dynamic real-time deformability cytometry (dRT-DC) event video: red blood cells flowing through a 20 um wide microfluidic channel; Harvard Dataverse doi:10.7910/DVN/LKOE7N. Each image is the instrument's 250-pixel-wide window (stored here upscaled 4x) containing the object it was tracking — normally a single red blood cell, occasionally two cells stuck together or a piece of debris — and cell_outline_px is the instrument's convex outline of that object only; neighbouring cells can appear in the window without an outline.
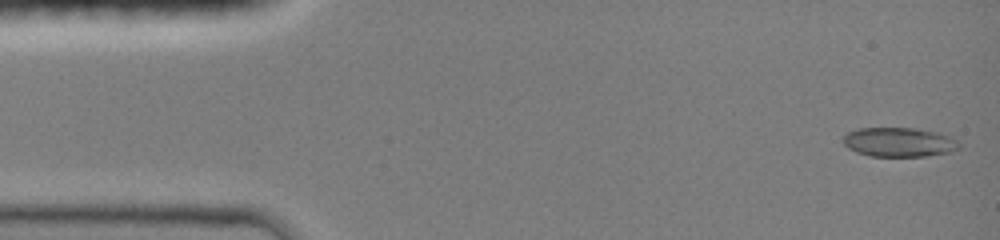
{"species": "common noctule bat (a hibernating species)", "species_latin": "Nyctalus noctula", "temperature_condition": "room temperature", "stored_images_in_passage": 25, "camera_frame_rate_fps": 3000, "um_per_image_px": 0.085, "animal": {"sex": "female", "body_mass_g": 19.0, "forearm_length_mm": 51.5}, "frame": {"image": 1, "passage_image": 1, "time_ms": 0.0, "image_size_px": [1000, 240], "cell_outline_px": [[960, 148], [948, 152], [924, 156], [872, 156], [856, 152], [848, 148], [844, 144], [844, 136], [848, 132], [856, 128], [912, 128], [940, 132], [952, 136], [960, 144]], "centroid_in_image_um": [76.44, 12.07], "position_along_channel_um": 8.6, "area_um2": 19.83}}
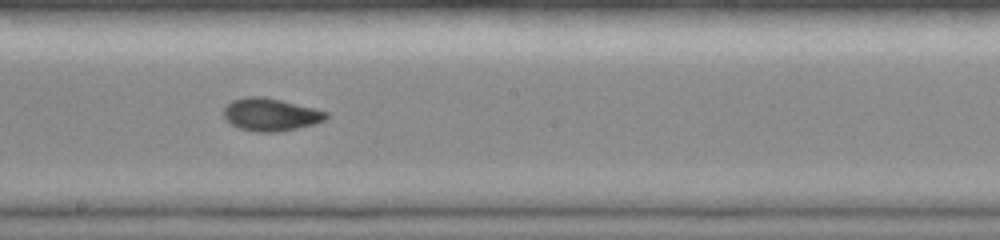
{"frame": {"image": 2, "passage_image": 14, "time_ms": 8.0, "image_size_px": [1000, 240], "cell_outline_px": [[328, 116], [324, 120], [312, 124], [280, 132], [256, 132], [240, 128], [224, 120], [224, 108], [232, 100], [244, 96], [264, 96], [328, 112]], "centroid_in_image_um": [22.95, 9.73], "position_along_channel_um": 225.2, "area_um2": 19.36}}
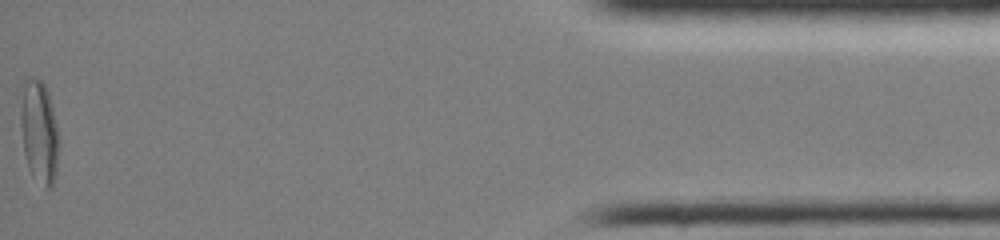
{"frame": {"image": 3, "passage_image": 25, "time_ms": 15.0, "image_size_px": [1000, 240], "cell_outline_px": [[60, 140], [56, 172], [52, 188], [44, 188], [28, 168], [24, 152], [20, 124], [20, 112], [24, 80], [40, 80], [44, 84], [48, 92], [60, 136]], "centroid_in_image_um": [3.35, 11.26], "position_along_channel_um": 431.8, "area_um2": 22.95}, "authors_computed_cell_mechanics": {"area_um2": 19.1896, "velocity_mm_per_s": 4.1199, "shape_relaxation_time_tau1_ms": null, "shape_relaxation_time_tau2_ms": 1.399, "deformation_change_tau1": null, "deformation_change_tau2": 0.038}}